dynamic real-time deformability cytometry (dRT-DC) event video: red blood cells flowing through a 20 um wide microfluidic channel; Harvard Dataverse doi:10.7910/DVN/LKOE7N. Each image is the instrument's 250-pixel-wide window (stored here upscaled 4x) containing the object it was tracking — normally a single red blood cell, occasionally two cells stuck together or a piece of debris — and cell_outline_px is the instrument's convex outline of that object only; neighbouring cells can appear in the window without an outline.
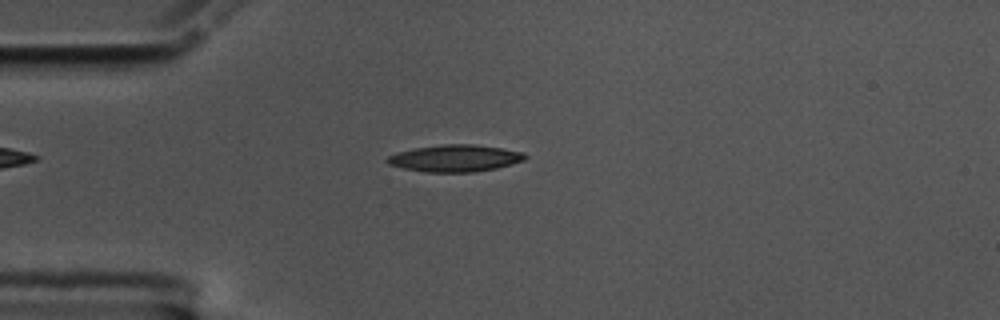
{"species": "common noctule bat (a hibernating species)", "species_latin": "Nyctalus noctula", "temperature_condition": "cold", "stored_images_in_passage": 49, "camera_frame_rate_fps": 3000, "um_per_image_px": 0.085, "animal": {"sex": "male", "body_mass_g": 17.5, "forearm_length_mm": 52.3}, "frame": {"image": 1, "passage_image": 7, "time_ms": 2.0, "image_size_px": [1000, 320], "cell_outline_px": [[528, 156], [524, 160], [512, 164], [496, 168], [472, 172], [428, 172], [404, 168], [388, 164], [384, 160], [388, 156], [400, 152], [416, 148], [444, 144], [472, 144], [500, 148], [520, 152]], "centroid_in_image_um": [38.67, 13.45], "position_along_channel_um": 46.3, "area_um2": 21.27}}
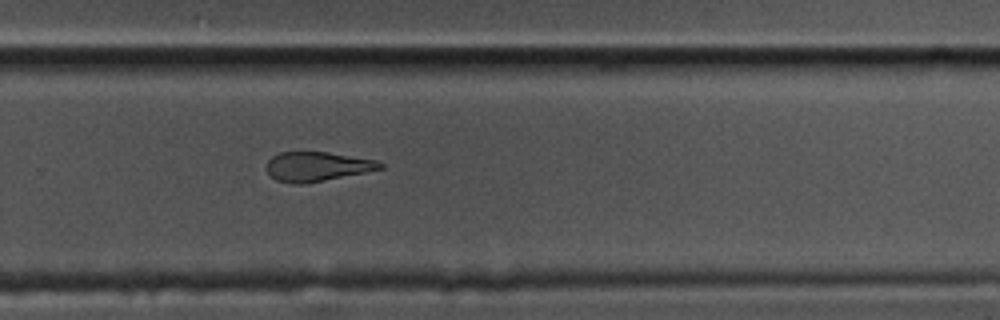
{"frame": {"image": 2, "passage_image": 30, "time_ms": 9.667, "image_size_px": [1000, 320], "cell_outline_px": [[384, 168], [304, 184], [292, 184], [276, 180], [264, 168], [268, 160], [272, 156], [280, 152], [328, 152], [376, 160], [384, 164]], "centroid_in_image_um": [26.91, 14.15], "position_along_channel_um": 302.9, "area_um2": 19.42}}
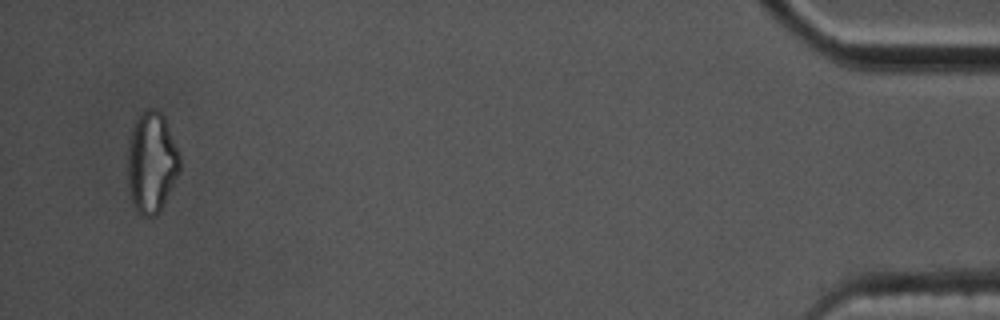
{"frame": {"image": 3, "passage_image": 47, "time_ms": 15.333, "image_size_px": [1000, 320], "cell_outline_px": [[180, 172], [160, 212], [156, 216], [144, 216], [136, 208], [132, 200], [128, 188], [128, 144], [132, 128], [140, 112], [144, 108], [156, 108], [164, 116], [180, 156]], "centroid_in_image_um": [12.89, 13.79], "position_along_channel_um": 422.3, "area_um2": 30.81}, "authors_computed_cell_mechanics": {"area_um2": 21.0392, "velocity_mm_per_s": 3.5474, "shape_relaxation_time_tau1_ms": null, "shape_relaxation_time_tau2_ms": 4.0208, "deformation_change_tau1": null, "deformation_change_tau2": 0.1394}}